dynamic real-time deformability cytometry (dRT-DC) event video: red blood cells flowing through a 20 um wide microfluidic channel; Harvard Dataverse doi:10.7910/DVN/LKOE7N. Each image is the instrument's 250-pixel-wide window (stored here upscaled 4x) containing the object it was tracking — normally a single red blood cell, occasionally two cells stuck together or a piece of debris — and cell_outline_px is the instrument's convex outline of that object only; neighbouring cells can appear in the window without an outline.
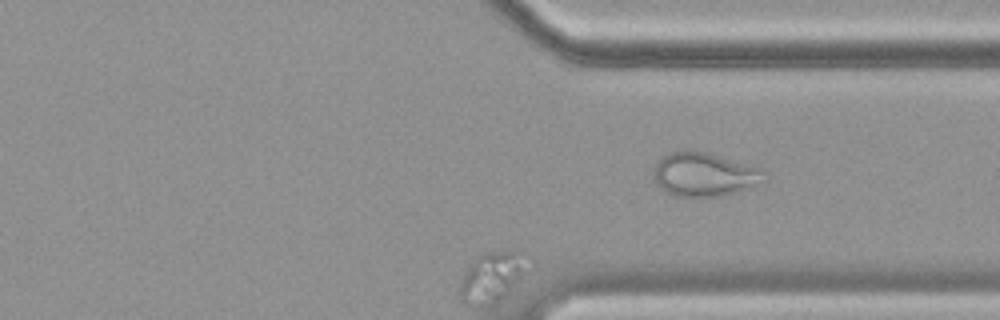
{"species": "common noctule bat (a hibernating species)", "species_latin": "Nyctalus noctula", "temperature_condition": "cold", "stored_images_in_passage": 35, "camera_frame_rate_fps": 3000, "um_per_image_px": 0.085, "animal": {"sex": "female", "body_mass_g": 19.9}, "frame": {"image": 1, "passage_image": 35, "time_ms": 11.333, "image_size_px": [1000, 320], "cell_outline_px": [[768, 180], [748, 188], [736, 192], [720, 196], [676, 196], [660, 188], [656, 184], [652, 176], [656, 164], [660, 156], [668, 152], [688, 148], [692, 148], [708, 152], [764, 168]], "centroid_in_image_um": [59.88, 14.78], "position_along_channel_um": 351.5, "area_um2": 29.07}}